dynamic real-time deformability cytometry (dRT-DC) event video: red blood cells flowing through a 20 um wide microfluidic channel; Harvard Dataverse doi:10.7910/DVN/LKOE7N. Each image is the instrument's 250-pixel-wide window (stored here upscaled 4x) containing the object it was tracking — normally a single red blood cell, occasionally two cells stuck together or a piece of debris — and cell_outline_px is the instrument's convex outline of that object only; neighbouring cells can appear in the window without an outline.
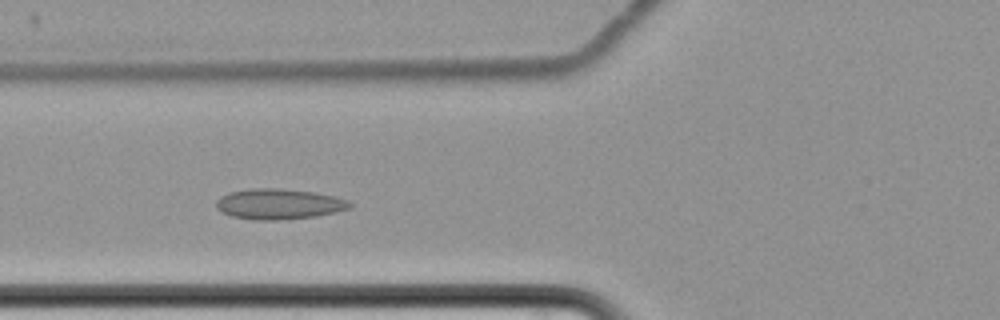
{"species": "common noctule bat (a hibernating species)", "species_latin": "Nyctalus noctula", "temperature_condition": "cold", "stored_images_in_passage": 6, "camera_frame_rate_fps": 3000, "um_per_image_px": 0.085, "animal": {"sex": "female", "body_mass_g": 22.7, "forearm_length_mm": 54.2}, "frame": {"image": 1, "passage_image": 5, "time_ms": 5.0, "image_size_px": [1000, 320], "cell_outline_px": [[352, 208], [336, 212], [316, 216], [280, 220], [256, 220], [232, 216], [220, 212], [216, 208], [216, 200], [220, 196], [228, 192], [252, 188], [280, 188], [312, 192], [336, 196], [348, 200], [352, 204]], "centroid_in_image_um": [23.7, 17.34], "position_along_channel_um": 102.1, "area_um2": 23.99}}
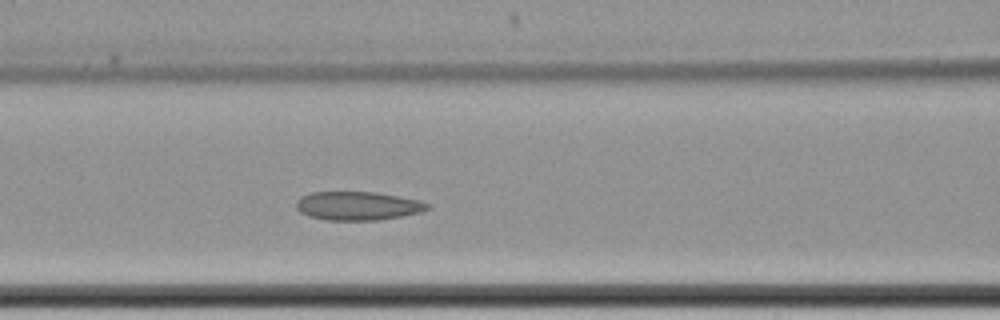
{"frame": {"image": 2, "passage_image": 6, "time_ms": 6.0, "image_size_px": [1000, 320], "cell_outline_px": [[428, 208], [420, 212], [400, 216], [376, 220], [328, 220], [308, 216], [300, 212], [296, 208], [296, 200], [300, 196], [312, 192], [376, 192], [400, 196], [420, 200], [428, 204]], "centroid_in_image_um": [30.36, 17.49], "position_along_channel_um": 136.2, "area_um2": 21.85}}